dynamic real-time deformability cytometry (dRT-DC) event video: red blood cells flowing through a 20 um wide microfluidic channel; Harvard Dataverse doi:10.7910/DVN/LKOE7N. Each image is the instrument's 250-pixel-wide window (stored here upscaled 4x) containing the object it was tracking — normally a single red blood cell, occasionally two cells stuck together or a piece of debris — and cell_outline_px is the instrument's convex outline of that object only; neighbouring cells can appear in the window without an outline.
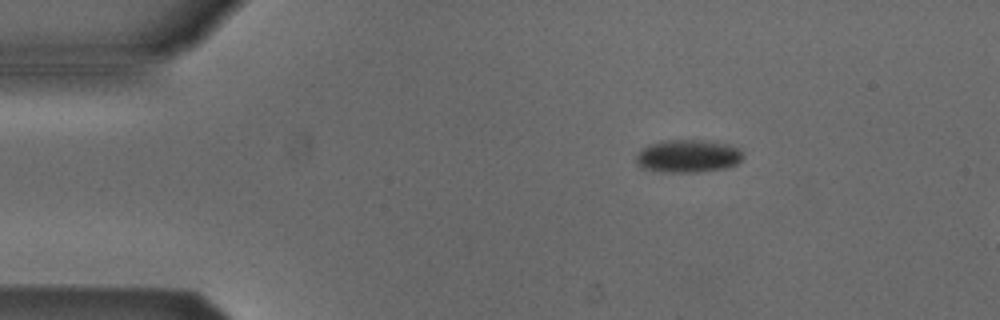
{"species": "Egyptian fruit bat (a non-hibernating species)", "species_latin": "Rousettus aegyptiacus", "temperature_condition": "cold", "stored_images_in_passage": 3, "camera_frame_rate_fps": 3000, "um_per_image_px": 0.085, "animal": {"sex": "male"}, "frame": {"image": 1, "passage_image": 1, "time_ms": 0.0, "image_size_px": [1000, 320], "cell_outline_px": [[744, 156], [736, 164], [724, 168], [700, 172], [660, 172], [640, 168], [636, 164], [636, 156], [644, 148], [652, 144], [672, 140], [696, 140], [720, 144], [736, 148]], "centroid_in_image_um": [58.42, 13.31], "position_along_channel_um": 26.6, "area_um2": 19.88}}